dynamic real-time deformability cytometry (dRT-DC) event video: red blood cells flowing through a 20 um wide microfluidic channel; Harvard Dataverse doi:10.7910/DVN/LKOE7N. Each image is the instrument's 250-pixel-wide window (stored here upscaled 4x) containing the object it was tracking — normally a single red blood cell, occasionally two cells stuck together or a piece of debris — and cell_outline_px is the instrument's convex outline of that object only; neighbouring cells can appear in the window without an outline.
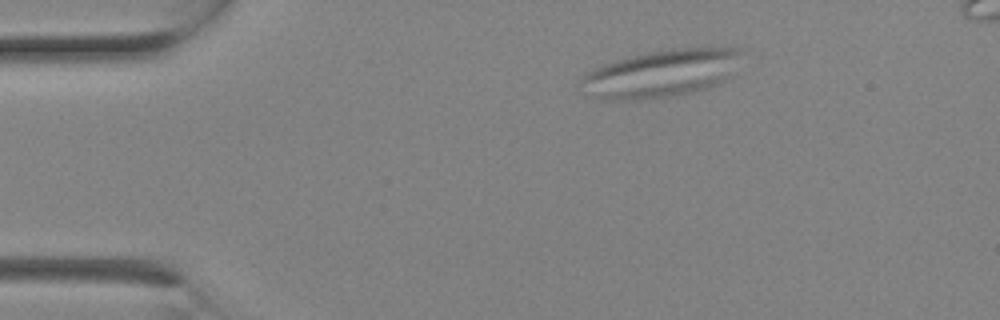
{"species": "Egyptian fruit bat (a non-hibernating species)", "species_latin": "Rousettus aegyptiacus", "temperature_condition": "room temperature", "stored_images_in_passage": 2, "camera_frame_rate_fps": 3000, "um_per_image_px": 0.085, "animal": {"sex": "female"}, "frame": {"image": 1, "passage_image": 1, "time_ms": 0.0, "image_size_px": [1000, 320], "cell_outline_px": [[744, 52], [724, 80], [720, 84], [708, 88], [692, 92], [668, 96], [624, 100], [604, 100], [580, 92], [576, 84], [576, 80], [580, 76], [604, 64], [616, 60], [648, 52], [672, 48], [740, 48]], "centroid_in_image_um": [56.09, 6.25], "position_along_channel_um": 28.9, "area_um2": 44.45}}